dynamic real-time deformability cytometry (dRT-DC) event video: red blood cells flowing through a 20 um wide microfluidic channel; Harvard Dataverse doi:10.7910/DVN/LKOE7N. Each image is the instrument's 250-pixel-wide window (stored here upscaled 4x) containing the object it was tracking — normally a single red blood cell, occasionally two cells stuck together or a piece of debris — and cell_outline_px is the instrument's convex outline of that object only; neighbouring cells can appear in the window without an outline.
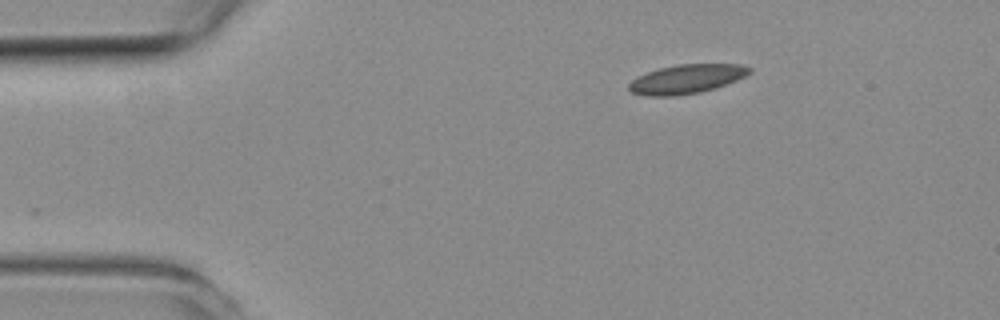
{"species": "common noctule bat (a hibernating species)", "species_latin": "Nyctalus noctula", "temperature_condition": "room temperature", "stored_images_in_passage": 45, "camera_frame_rate_fps": 3000, "um_per_image_px": 0.085, "animal": {"sex": "female", "body_mass_g": 19.3, "forearm_length_mm": 54.1}, "frame": {"image": 1, "passage_image": 1, "time_ms": 0.0, "image_size_px": [1000, 320], "cell_outline_px": [[752, 72], [736, 80], [716, 88], [700, 92], [676, 96], [648, 96], [632, 92], [628, 88], [628, 84], [636, 76], [660, 68], [680, 64], [740, 64], [752, 68]], "centroid_in_image_um": [58.36, 6.72], "position_along_channel_um": 26.6, "area_um2": 20.4}}
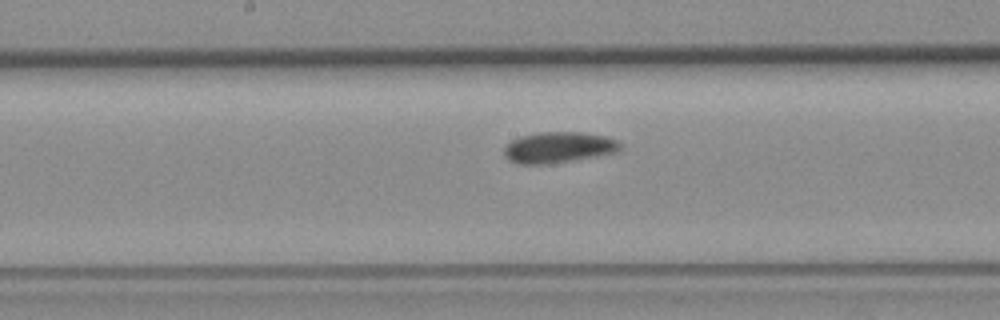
{"frame": {"image": 2, "passage_image": 19, "time_ms": 6.0, "image_size_px": [1000, 320], "cell_outline_px": [[620, 148], [616, 152], [596, 156], [548, 164], [516, 164], [508, 160], [504, 156], [504, 148], [512, 140], [520, 136], [540, 132], [580, 132], [608, 136], [616, 140], [620, 144]], "centroid_in_image_um": [47.44, 12.53], "position_along_channel_um": 200.8, "area_um2": 20.92}}
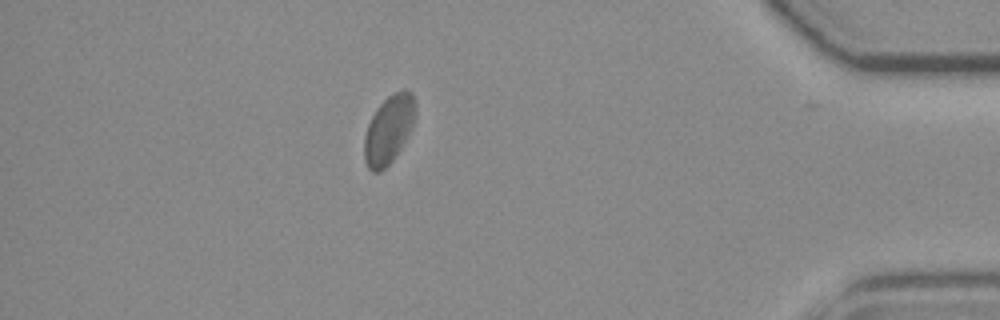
{"frame": {"image": 3, "passage_image": 38, "time_ms": 12.333, "image_size_px": [1000, 320], "cell_outline_px": [[416, 116], [412, 128], [408, 136], [396, 156], [380, 172], [372, 172], [368, 168], [364, 160], [364, 136], [368, 124], [376, 108], [392, 92], [404, 88], [412, 92], [416, 104]], "centroid_in_image_um": [33.06, 10.98], "position_along_channel_um": 402.1, "area_um2": 20.69}, "authors_computed_cell_mechanics": {"area_um2": 20.519, "velocity_mm_per_s": 3.9293, "shape_relaxation_time_tau1_ms": 10.3738, "shape_relaxation_time_tau2_ms": 9.2362, "deformation_change_tau1": 0.1188, "deformation_change_tau2": 0.082}}